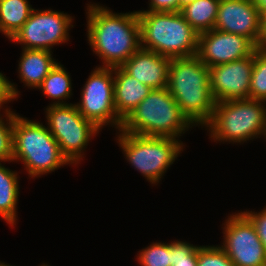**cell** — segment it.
<instances>
[{
	"label": "cell",
	"mask_w": 266,
	"mask_h": 266,
	"mask_svg": "<svg viewBox=\"0 0 266 266\" xmlns=\"http://www.w3.org/2000/svg\"><path fill=\"white\" fill-rule=\"evenodd\" d=\"M86 5L87 41L102 61L98 67H120L141 48L137 11L115 13L103 4Z\"/></svg>",
	"instance_id": "obj_1"
},
{
	"label": "cell",
	"mask_w": 266,
	"mask_h": 266,
	"mask_svg": "<svg viewBox=\"0 0 266 266\" xmlns=\"http://www.w3.org/2000/svg\"><path fill=\"white\" fill-rule=\"evenodd\" d=\"M167 89L194 127L202 129L211 121L216 102L210 71L197 56L171 59Z\"/></svg>",
	"instance_id": "obj_2"
},
{
	"label": "cell",
	"mask_w": 266,
	"mask_h": 266,
	"mask_svg": "<svg viewBox=\"0 0 266 266\" xmlns=\"http://www.w3.org/2000/svg\"><path fill=\"white\" fill-rule=\"evenodd\" d=\"M13 162H21L32 179L70 164L42 122L16 112H13Z\"/></svg>",
	"instance_id": "obj_3"
},
{
	"label": "cell",
	"mask_w": 266,
	"mask_h": 266,
	"mask_svg": "<svg viewBox=\"0 0 266 266\" xmlns=\"http://www.w3.org/2000/svg\"><path fill=\"white\" fill-rule=\"evenodd\" d=\"M141 48L173 58L196 56L199 34L180 12L137 11Z\"/></svg>",
	"instance_id": "obj_4"
},
{
	"label": "cell",
	"mask_w": 266,
	"mask_h": 266,
	"mask_svg": "<svg viewBox=\"0 0 266 266\" xmlns=\"http://www.w3.org/2000/svg\"><path fill=\"white\" fill-rule=\"evenodd\" d=\"M194 126L183 115L167 88L152 89L123 120L121 131L143 136H180Z\"/></svg>",
	"instance_id": "obj_5"
},
{
	"label": "cell",
	"mask_w": 266,
	"mask_h": 266,
	"mask_svg": "<svg viewBox=\"0 0 266 266\" xmlns=\"http://www.w3.org/2000/svg\"><path fill=\"white\" fill-rule=\"evenodd\" d=\"M266 102L250 98L216 102L211 121L204 127L214 142L244 144L262 138Z\"/></svg>",
	"instance_id": "obj_6"
},
{
	"label": "cell",
	"mask_w": 266,
	"mask_h": 266,
	"mask_svg": "<svg viewBox=\"0 0 266 266\" xmlns=\"http://www.w3.org/2000/svg\"><path fill=\"white\" fill-rule=\"evenodd\" d=\"M116 134L126 161L154 186L162 181L186 145L171 137L143 136L121 130Z\"/></svg>",
	"instance_id": "obj_7"
},
{
	"label": "cell",
	"mask_w": 266,
	"mask_h": 266,
	"mask_svg": "<svg viewBox=\"0 0 266 266\" xmlns=\"http://www.w3.org/2000/svg\"><path fill=\"white\" fill-rule=\"evenodd\" d=\"M44 110L47 119L45 125L59 144L61 154L70 165L78 166L90 140L102 130L85 119L73 103L48 105Z\"/></svg>",
	"instance_id": "obj_8"
},
{
	"label": "cell",
	"mask_w": 266,
	"mask_h": 266,
	"mask_svg": "<svg viewBox=\"0 0 266 266\" xmlns=\"http://www.w3.org/2000/svg\"><path fill=\"white\" fill-rule=\"evenodd\" d=\"M81 89V99L75 103L79 113L100 130L110 126L118 132L123 121L114 105V68L96 66Z\"/></svg>",
	"instance_id": "obj_9"
},
{
	"label": "cell",
	"mask_w": 266,
	"mask_h": 266,
	"mask_svg": "<svg viewBox=\"0 0 266 266\" xmlns=\"http://www.w3.org/2000/svg\"><path fill=\"white\" fill-rule=\"evenodd\" d=\"M73 18L64 11L33 9L10 42L18 43L23 49H42L52 52L53 46L70 41L69 31L74 27Z\"/></svg>",
	"instance_id": "obj_10"
},
{
	"label": "cell",
	"mask_w": 266,
	"mask_h": 266,
	"mask_svg": "<svg viewBox=\"0 0 266 266\" xmlns=\"http://www.w3.org/2000/svg\"><path fill=\"white\" fill-rule=\"evenodd\" d=\"M222 224L225 251L235 266H266V251L255 226L242 212L231 213Z\"/></svg>",
	"instance_id": "obj_11"
},
{
	"label": "cell",
	"mask_w": 266,
	"mask_h": 266,
	"mask_svg": "<svg viewBox=\"0 0 266 266\" xmlns=\"http://www.w3.org/2000/svg\"><path fill=\"white\" fill-rule=\"evenodd\" d=\"M256 49L247 37L212 29L199 34L196 56L210 68L249 57Z\"/></svg>",
	"instance_id": "obj_12"
},
{
	"label": "cell",
	"mask_w": 266,
	"mask_h": 266,
	"mask_svg": "<svg viewBox=\"0 0 266 266\" xmlns=\"http://www.w3.org/2000/svg\"><path fill=\"white\" fill-rule=\"evenodd\" d=\"M253 65L254 52L249 57L210 67V86L215 102L249 98Z\"/></svg>",
	"instance_id": "obj_13"
},
{
	"label": "cell",
	"mask_w": 266,
	"mask_h": 266,
	"mask_svg": "<svg viewBox=\"0 0 266 266\" xmlns=\"http://www.w3.org/2000/svg\"><path fill=\"white\" fill-rule=\"evenodd\" d=\"M261 22L253 0H220L214 29L247 37L259 48Z\"/></svg>",
	"instance_id": "obj_14"
},
{
	"label": "cell",
	"mask_w": 266,
	"mask_h": 266,
	"mask_svg": "<svg viewBox=\"0 0 266 266\" xmlns=\"http://www.w3.org/2000/svg\"><path fill=\"white\" fill-rule=\"evenodd\" d=\"M171 59L140 48L120 67L151 89L167 88Z\"/></svg>",
	"instance_id": "obj_15"
},
{
	"label": "cell",
	"mask_w": 266,
	"mask_h": 266,
	"mask_svg": "<svg viewBox=\"0 0 266 266\" xmlns=\"http://www.w3.org/2000/svg\"><path fill=\"white\" fill-rule=\"evenodd\" d=\"M152 89L142 84L121 67H114V105L123 121Z\"/></svg>",
	"instance_id": "obj_16"
},
{
	"label": "cell",
	"mask_w": 266,
	"mask_h": 266,
	"mask_svg": "<svg viewBox=\"0 0 266 266\" xmlns=\"http://www.w3.org/2000/svg\"><path fill=\"white\" fill-rule=\"evenodd\" d=\"M53 52L42 49H23L18 61V76L23 85L37 89L58 63Z\"/></svg>",
	"instance_id": "obj_17"
},
{
	"label": "cell",
	"mask_w": 266,
	"mask_h": 266,
	"mask_svg": "<svg viewBox=\"0 0 266 266\" xmlns=\"http://www.w3.org/2000/svg\"><path fill=\"white\" fill-rule=\"evenodd\" d=\"M2 164L6 162H0V217L14 229L18 220L19 174Z\"/></svg>",
	"instance_id": "obj_18"
},
{
	"label": "cell",
	"mask_w": 266,
	"mask_h": 266,
	"mask_svg": "<svg viewBox=\"0 0 266 266\" xmlns=\"http://www.w3.org/2000/svg\"><path fill=\"white\" fill-rule=\"evenodd\" d=\"M71 76L64 65L58 62L49 74L44 78L42 84L37 88L41 93L53 102L49 105H67L66 100L73 96Z\"/></svg>",
	"instance_id": "obj_19"
},
{
	"label": "cell",
	"mask_w": 266,
	"mask_h": 266,
	"mask_svg": "<svg viewBox=\"0 0 266 266\" xmlns=\"http://www.w3.org/2000/svg\"><path fill=\"white\" fill-rule=\"evenodd\" d=\"M33 9L29 0H0V33L10 41Z\"/></svg>",
	"instance_id": "obj_20"
},
{
	"label": "cell",
	"mask_w": 266,
	"mask_h": 266,
	"mask_svg": "<svg viewBox=\"0 0 266 266\" xmlns=\"http://www.w3.org/2000/svg\"><path fill=\"white\" fill-rule=\"evenodd\" d=\"M220 0H195L180 11L186 21L198 33L214 29Z\"/></svg>",
	"instance_id": "obj_21"
},
{
	"label": "cell",
	"mask_w": 266,
	"mask_h": 266,
	"mask_svg": "<svg viewBox=\"0 0 266 266\" xmlns=\"http://www.w3.org/2000/svg\"><path fill=\"white\" fill-rule=\"evenodd\" d=\"M249 98L266 102V49L257 48L254 51Z\"/></svg>",
	"instance_id": "obj_22"
},
{
	"label": "cell",
	"mask_w": 266,
	"mask_h": 266,
	"mask_svg": "<svg viewBox=\"0 0 266 266\" xmlns=\"http://www.w3.org/2000/svg\"><path fill=\"white\" fill-rule=\"evenodd\" d=\"M140 266H171L170 243L152 242L136 255Z\"/></svg>",
	"instance_id": "obj_23"
},
{
	"label": "cell",
	"mask_w": 266,
	"mask_h": 266,
	"mask_svg": "<svg viewBox=\"0 0 266 266\" xmlns=\"http://www.w3.org/2000/svg\"><path fill=\"white\" fill-rule=\"evenodd\" d=\"M171 266H197L198 246L188 241L170 242Z\"/></svg>",
	"instance_id": "obj_24"
},
{
	"label": "cell",
	"mask_w": 266,
	"mask_h": 266,
	"mask_svg": "<svg viewBox=\"0 0 266 266\" xmlns=\"http://www.w3.org/2000/svg\"><path fill=\"white\" fill-rule=\"evenodd\" d=\"M13 160V112L0 114V162Z\"/></svg>",
	"instance_id": "obj_25"
},
{
	"label": "cell",
	"mask_w": 266,
	"mask_h": 266,
	"mask_svg": "<svg viewBox=\"0 0 266 266\" xmlns=\"http://www.w3.org/2000/svg\"><path fill=\"white\" fill-rule=\"evenodd\" d=\"M197 266H235L219 245H199Z\"/></svg>",
	"instance_id": "obj_26"
},
{
	"label": "cell",
	"mask_w": 266,
	"mask_h": 266,
	"mask_svg": "<svg viewBox=\"0 0 266 266\" xmlns=\"http://www.w3.org/2000/svg\"><path fill=\"white\" fill-rule=\"evenodd\" d=\"M20 91L17 86L12 83L6 75L0 72V114L14 112L7 106L9 102L18 100ZM7 104V105H5ZM2 111V113H1Z\"/></svg>",
	"instance_id": "obj_27"
},
{
	"label": "cell",
	"mask_w": 266,
	"mask_h": 266,
	"mask_svg": "<svg viewBox=\"0 0 266 266\" xmlns=\"http://www.w3.org/2000/svg\"><path fill=\"white\" fill-rule=\"evenodd\" d=\"M243 213L251 220V222L255 226L257 235L263 243L266 251V206L261 209L260 212H255L253 210L249 211L246 209V211H243Z\"/></svg>",
	"instance_id": "obj_28"
},
{
	"label": "cell",
	"mask_w": 266,
	"mask_h": 266,
	"mask_svg": "<svg viewBox=\"0 0 266 266\" xmlns=\"http://www.w3.org/2000/svg\"><path fill=\"white\" fill-rule=\"evenodd\" d=\"M148 12H179V0H148Z\"/></svg>",
	"instance_id": "obj_29"
},
{
	"label": "cell",
	"mask_w": 266,
	"mask_h": 266,
	"mask_svg": "<svg viewBox=\"0 0 266 266\" xmlns=\"http://www.w3.org/2000/svg\"><path fill=\"white\" fill-rule=\"evenodd\" d=\"M259 48L266 49V14L262 16L261 36L259 39Z\"/></svg>",
	"instance_id": "obj_30"
},
{
	"label": "cell",
	"mask_w": 266,
	"mask_h": 266,
	"mask_svg": "<svg viewBox=\"0 0 266 266\" xmlns=\"http://www.w3.org/2000/svg\"><path fill=\"white\" fill-rule=\"evenodd\" d=\"M261 16L266 14V0H253Z\"/></svg>",
	"instance_id": "obj_31"
},
{
	"label": "cell",
	"mask_w": 266,
	"mask_h": 266,
	"mask_svg": "<svg viewBox=\"0 0 266 266\" xmlns=\"http://www.w3.org/2000/svg\"><path fill=\"white\" fill-rule=\"evenodd\" d=\"M195 0H179V12L181 11V9L187 5H189L190 3H192Z\"/></svg>",
	"instance_id": "obj_32"
},
{
	"label": "cell",
	"mask_w": 266,
	"mask_h": 266,
	"mask_svg": "<svg viewBox=\"0 0 266 266\" xmlns=\"http://www.w3.org/2000/svg\"><path fill=\"white\" fill-rule=\"evenodd\" d=\"M0 266H15V265H11V264H7L4 261H0Z\"/></svg>",
	"instance_id": "obj_33"
},
{
	"label": "cell",
	"mask_w": 266,
	"mask_h": 266,
	"mask_svg": "<svg viewBox=\"0 0 266 266\" xmlns=\"http://www.w3.org/2000/svg\"><path fill=\"white\" fill-rule=\"evenodd\" d=\"M262 138H265V141H266V124H265L264 134Z\"/></svg>",
	"instance_id": "obj_34"
},
{
	"label": "cell",
	"mask_w": 266,
	"mask_h": 266,
	"mask_svg": "<svg viewBox=\"0 0 266 266\" xmlns=\"http://www.w3.org/2000/svg\"><path fill=\"white\" fill-rule=\"evenodd\" d=\"M39 266H50V265H48L47 263L45 264V263H42L41 265H39Z\"/></svg>",
	"instance_id": "obj_35"
}]
</instances>
